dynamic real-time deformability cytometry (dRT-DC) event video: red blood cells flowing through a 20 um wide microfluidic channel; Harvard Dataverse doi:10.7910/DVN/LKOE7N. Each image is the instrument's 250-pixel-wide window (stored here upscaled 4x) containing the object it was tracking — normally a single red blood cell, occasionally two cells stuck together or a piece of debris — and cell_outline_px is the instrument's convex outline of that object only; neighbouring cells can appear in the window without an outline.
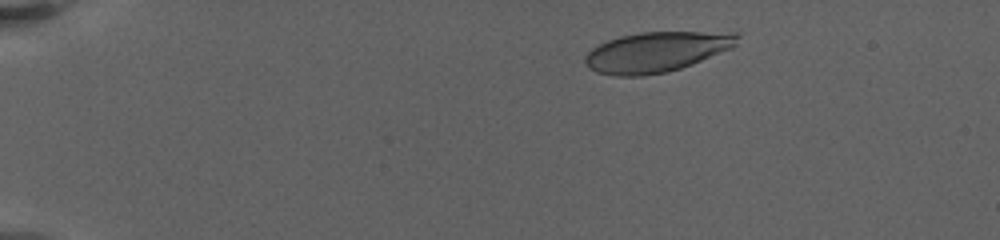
{"species": "human", "species_latin": "Homo sapiens", "temperature_condition": "warm", "stored_images_in_passage": 15, "camera_frame_rate_fps": 3000, "um_per_image_px": 0.085, "donor": {"sex": "female"}, "frame": {"image": 1, "passage_image": 5, "time_ms": 2.667, "image_size_px": [1000, 240], "cell_outline_px": [[740, 36], [736, 44], [732, 48], [692, 64], [668, 72], [640, 76], [616, 76], [596, 72], [588, 68], [584, 60], [584, 56], [592, 48], [608, 40], [620, 36], [640, 32], [740, 32]], "centroid_in_image_um": [55.8, 4.41], "position_along_channel_um": 29.2, "area_um2": 35.78}}
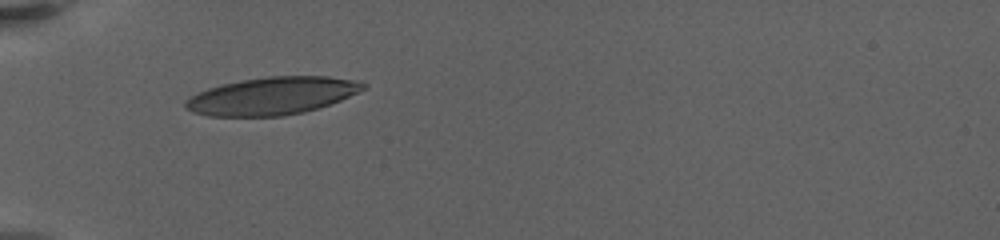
{"frame": {"image": 2, "passage_image": 11, "time_ms": 6.333, "image_size_px": [1000, 240], "cell_outline_px": [[368, 88], [340, 100], [304, 112], [284, 116], [208, 116], [192, 112], [184, 108], [184, 100], [208, 88], [220, 84], [240, 80], [268, 76], [328, 76], [360, 80], [368, 84]], "centroid_in_image_um": [23.15, 8.14], "position_along_channel_um": 61.9, "area_um2": 39.19}}
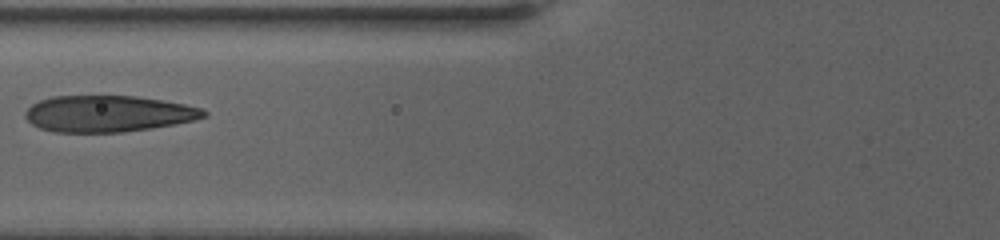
{"frame": {"image": 3, "passage_image": 14, "time_ms": 8.333, "image_size_px": [1000, 240], "cell_outline_px": [[208, 116], [176, 124], [152, 128], [124, 132], [52, 132], [40, 128], [32, 124], [24, 116], [24, 112], [32, 104], [40, 100], [52, 96], [136, 96], [184, 104], [200, 108], [208, 112]], "centroid_in_image_um": [9.17, 9.67], "position_along_channel_um": 116.6, "area_um2": 37.86}}